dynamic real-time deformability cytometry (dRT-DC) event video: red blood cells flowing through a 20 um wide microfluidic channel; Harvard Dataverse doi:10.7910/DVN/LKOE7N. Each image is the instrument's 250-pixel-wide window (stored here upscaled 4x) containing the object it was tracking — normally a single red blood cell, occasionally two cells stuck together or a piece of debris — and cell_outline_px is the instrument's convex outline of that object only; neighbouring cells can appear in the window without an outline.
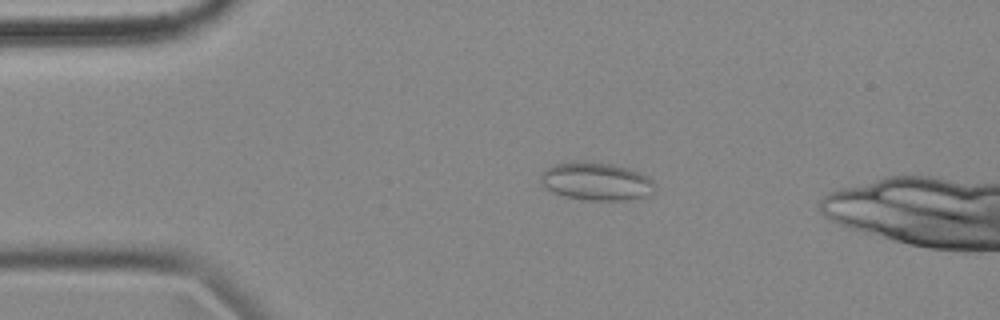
{"species": "common noctule bat (a hibernating species)", "species_latin": "Nyctalus noctula", "temperature_condition": "cold", "stored_images_in_passage": 4, "camera_frame_rate_fps": 3000, "um_per_image_px": 0.085, "animal": {"sex": "female", "body_mass_g": 18.4}, "frame": {"image": 1, "passage_image": 3, "time_ms": 0.667, "image_size_px": [1000, 320], "cell_outline_px": [[656, 184], [652, 192], [648, 196], [632, 200], [588, 200], [564, 196], [552, 192], [544, 188], [540, 180], [540, 176], [548, 168], [556, 164], [572, 160], [584, 160], [612, 164], [628, 168], [640, 172], [648, 176]], "centroid_in_image_um": [50.69, 15.41], "position_along_channel_um": 34.3, "area_um2": 25.66}}